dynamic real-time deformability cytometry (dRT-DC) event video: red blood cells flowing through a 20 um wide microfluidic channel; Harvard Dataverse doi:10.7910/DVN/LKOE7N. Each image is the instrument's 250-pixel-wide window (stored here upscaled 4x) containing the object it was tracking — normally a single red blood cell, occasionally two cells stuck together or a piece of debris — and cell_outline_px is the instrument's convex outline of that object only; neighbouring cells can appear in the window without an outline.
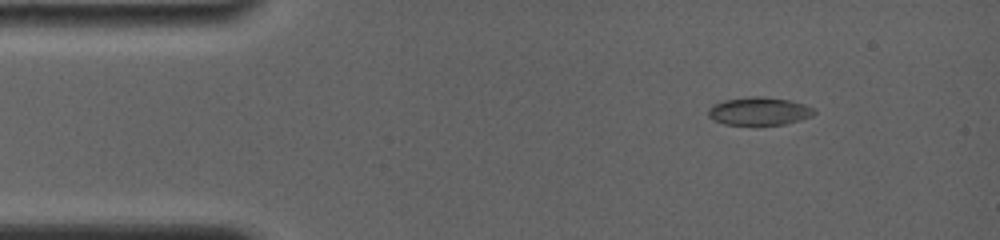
{"species": "common noctule bat (a hibernating species)", "species_latin": "Nyctalus noctula", "temperature_condition": "room temperature", "stored_images_in_passage": 3, "camera_frame_rate_fps": 4000, "um_per_image_px": 0.085, "animal": {"sex": "female", "body_mass_g": 19.0, "forearm_length_mm": 56.7}, "frame": {"image": 1, "passage_image": 2, "time_ms": 1.0, "image_size_px": [1000, 240], "cell_outline_px": [[816, 112], [812, 116], [800, 120], [784, 124], [724, 124], [712, 120], [708, 116], [708, 108], [712, 104], [724, 100], [752, 96], [760, 96], [788, 100], [804, 104], [812, 108]], "centroid_in_image_um": [64.48, 9.44], "position_along_channel_um": 20.5, "area_um2": 17.17}}